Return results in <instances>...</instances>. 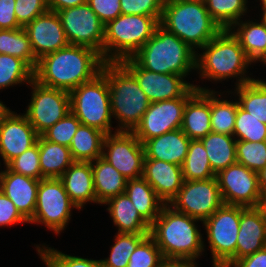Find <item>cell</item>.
<instances>
[{
	"label": "cell",
	"mask_w": 266,
	"mask_h": 267,
	"mask_svg": "<svg viewBox=\"0 0 266 267\" xmlns=\"http://www.w3.org/2000/svg\"><path fill=\"white\" fill-rule=\"evenodd\" d=\"M104 60L88 47L68 45L37 61L33 79L40 84L70 92L101 73Z\"/></svg>",
	"instance_id": "1"
},
{
	"label": "cell",
	"mask_w": 266,
	"mask_h": 267,
	"mask_svg": "<svg viewBox=\"0 0 266 267\" xmlns=\"http://www.w3.org/2000/svg\"><path fill=\"white\" fill-rule=\"evenodd\" d=\"M201 220L174 210L165 204L150 225L154 239L164 259L195 262L204 251V241L195 222Z\"/></svg>",
	"instance_id": "2"
},
{
	"label": "cell",
	"mask_w": 266,
	"mask_h": 267,
	"mask_svg": "<svg viewBox=\"0 0 266 267\" xmlns=\"http://www.w3.org/2000/svg\"><path fill=\"white\" fill-rule=\"evenodd\" d=\"M201 50L203 53L197 52L196 55V69L202 79L222 82L236 77L239 78L236 86L254 79L246 75V69L252 62L229 29L221 30Z\"/></svg>",
	"instance_id": "3"
},
{
	"label": "cell",
	"mask_w": 266,
	"mask_h": 267,
	"mask_svg": "<svg viewBox=\"0 0 266 267\" xmlns=\"http://www.w3.org/2000/svg\"><path fill=\"white\" fill-rule=\"evenodd\" d=\"M159 23L195 51L222 30L209 14L204 0H164Z\"/></svg>",
	"instance_id": "4"
},
{
	"label": "cell",
	"mask_w": 266,
	"mask_h": 267,
	"mask_svg": "<svg viewBox=\"0 0 266 267\" xmlns=\"http://www.w3.org/2000/svg\"><path fill=\"white\" fill-rule=\"evenodd\" d=\"M160 24L153 36L131 57L141 68L186 77L196 70V53Z\"/></svg>",
	"instance_id": "5"
},
{
	"label": "cell",
	"mask_w": 266,
	"mask_h": 267,
	"mask_svg": "<svg viewBox=\"0 0 266 267\" xmlns=\"http://www.w3.org/2000/svg\"><path fill=\"white\" fill-rule=\"evenodd\" d=\"M101 72L108 81L112 118L119 122L116 131L132 132L150 101L134 75L121 62H105Z\"/></svg>",
	"instance_id": "6"
},
{
	"label": "cell",
	"mask_w": 266,
	"mask_h": 267,
	"mask_svg": "<svg viewBox=\"0 0 266 267\" xmlns=\"http://www.w3.org/2000/svg\"><path fill=\"white\" fill-rule=\"evenodd\" d=\"M161 17L121 14L105 24L104 62L131 58L155 33Z\"/></svg>",
	"instance_id": "7"
},
{
	"label": "cell",
	"mask_w": 266,
	"mask_h": 267,
	"mask_svg": "<svg viewBox=\"0 0 266 267\" xmlns=\"http://www.w3.org/2000/svg\"><path fill=\"white\" fill-rule=\"evenodd\" d=\"M71 112L83 125L112 134V114L107 77L101 72L93 80L71 90Z\"/></svg>",
	"instance_id": "8"
},
{
	"label": "cell",
	"mask_w": 266,
	"mask_h": 267,
	"mask_svg": "<svg viewBox=\"0 0 266 267\" xmlns=\"http://www.w3.org/2000/svg\"><path fill=\"white\" fill-rule=\"evenodd\" d=\"M241 206L223 204L203 221L213 267H231L236 262Z\"/></svg>",
	"instance_id": "9"
},
{
	"label": "cell",
	"mask_w": 266,
	"mask_h": 267,
	"mask_svg": "<svg viewBox=\"0 0 266 267\" xmlns=\"http://www.w3.org/2000/svg\"><path fill=\"white\" fill-rule=\"evenodd\" d=\"M72 208L78 209L62 181L59 178H43L38 185L36 208L29 223L44 224L59 235L70 221Z\"/></svg>",
	"instance_id": "10"
},
{
	"label": "cell",
	"mask_w": 266,
	"mask_h": 267,
	"mask_svg": "<svg viewBox=\"0 0 266 267\" xmlns=\"http://www.w3.org/2000/svg\"><path fill=\"white\" fill-rule=\"evenodd\" d=\"M29 85L32 87L31 101L24 114L41 136L71 111L70 94L62 89L44 86L34 79Z\"/></svg>",
	"instance_id": "11"
},
{
	"label": "cell",
	"mask_w": 266,
	"mask_h": 267,
	"mask_svg": "<svg viewBox=\"0 0 266 267\" xmlns=\"http://www.w3.org/2000/svg\"><path fill=\"white\" fill-rule=\"evenodd\" d=\"M60 18L69 45L91 48L103 59L105 24L88 3L56 12Z\"/></svg>",
	"instance_id": "12"
},
{
	"label": "cell",
	"mask_w": 266,
	"mask_h": 267,
	"mask_svg": "<svg viewBox=\"0 0 266 267\" xmlns=\"http://www.w3.org/2000/svg\"><path fill=\"white\" fill-rule=\"evenodd\" d=\"M216 177L184 180L179 192L168 203L174 210L203 222L223 205Z\"/></svg>",
	"instance_id": "13"
},
{
	"label": "cell",
	"mask_w": 266,
	"mask_h": 267,
	"mask_svg": "<svg viewBox=\"0 0 266 267\" xmlns=\"http://www.w3.org/2000/svg\"><path fill=\"white\" fill-rule=\"evenodd\" d=\"M222 201L226 205L259 207L264 197L259 189L258 174L236 162L216 174Z\"/></svg>",
	"instance_id": "14"
},
{
	"label": "cell",
	"mask_w": 266,
	"mask_h": 267,
	"mask_svg": "<svg viewBox=\"0 0 266 267\" xmlns=\"http://www.w3.org/2000/svg\"><path fill=\"white\" fill-rule=\"evenodd\" d=\"M197 91L193 86L183 97L150 103L132 133L144 144L151 138L180 129L186 102Z\"/></svg>",
	"instance_id": "15"
},
{
	"label": "cell",
	"mask_w": 266,
	"mask_h": 267,
	"mask_svg": "<svg viewBox=\"0 0 266 267\" xmlns=\"http://www.w3.org/2000/svg\"><path fill=\"white\" fill-rule=\"evenodd\" d=\"M102 158L128 180L143 176L144 145L132 132L114 131L105 135Z\"/></svg>",
	"instance_id": "16"
},
{
	"label": "cell",
	"mask_w": 266,
	"mask_h": 267,
	"mask_svg": "<svg viewBox=\"0 0 266 267\" xmlns=\"http://www.w3.org/2000/svg\"><path fill=\"white\" fill-rule=\"evenodd\" d=\"M121 63L134 75L150 103L183 97L193 86L177 74H161L141 68L132 58Z\"/></svg>",
	"instance_id": "17"
},
{
	"label": "cell",
	"mask_w": 266,
	"mask_h": 267,
	"mask_svg": "<svg viewBox=\"0 0 266 267\" xmlns=\"http://www.w3.org/2000/svg\"><path fill=\"white\" fill-rule=\"evenodd\" d=\"M38 61L43 56L69 45L60 18L48 10L24 27Z\"/></svg>",
	"instance_id": "18"
},
{
	"label": "cell",
	"mask_w": 266,
	"mask_h": 267,
	"mask_svg": "<svg viewBox=\"0 0 266 267\" xmlns=\"http://www.w3.org/2000/svg\"><path fill=\"white\" fill-rule=\"evenodd\" d=\"M38 137L26 115L12 111L0 125V156L4 166L32 147Z\"/></svg>",
	"instance_id": "19"
},
{
	"label": "cell",
	"mask_w": 266,
	"mask_h": 267,
	"mask_svg": "<svg viewBox=\"0 0 266 267\" xmlns=\"http://www.w3.org/2000/svg\"><path fill=\"white\" fill-rule=\"evenodd\" d=\"M266 247L265 207H243L236 244V261Z\"/></svg>",
	"instance_id": "20"
},
{
	"label": "cell",
	"mask_w": 266,
	"mask_h": 267,
	"mask_svg": "<svg viewBox=\"0 0 266 267\" xmlns=\"http://www.w3.org/2000/svg\"><path fill=\"white\" fill-rule=\"evenodd\" d=\"M40 180L10 171H1L0 190L13 202L20 214L29 222L36 208Z\"/></svg>",
	"instance_id": "21"
},
{
	"label": "cell",
	"mask_w": 266,
	"mask_h": 267,
	"mask_svg": "<svg viewBox=\"0 0 266 267\" xmlns=\"http://www.w3.org/2000/svg\"><path fill=\"white\" fill-rule=\"evenodd\" d=\"M194 86L198 91L186 102L180 129L191 140H200L212 132L211 89Z\"/></svg>",
	"instance_id": "22"
},
{
	"label": "cell",
	"mask_w": 266,
	"mask_h": 267,
	"mask_svg": "<svg viewBox=\"0 0 266 267\" xmlns=\"http://www.w3.org/2000/svg\"><path fill=\"white\" fill-rule=\"evenodd\" d=\"M168 204L184 183L182 166L156 159H144L143 176Z\"/></svg>",
	"instance_id": "23"
},
{
	"label": "cell",
	"mask_w": 266,
	"mask_h": 267,
	"mask_svg": "<svg viewBox=\"0 0 266 267\" xmlns=\"http://www.w3.org/2000/svg\"><path fill=\"white\" fill-rule=\"evenodd\" d=\"M190 141L181 129L151 138L143 144L144 159H156L182 166Z\"/></svg>",
	"instance_id": "24"
},
{
	"label": "cell",
	"mask_w": 266,
	"mask_h": 267,
	"mask_svg": "<svg viewBox=\"0 0 266 267\" xmlns=\"http://www.w3.org/2000/svg\"><path fill=\"white\" fill-rule=\"evenodd\" d=\"M59 179L79 210L87 202L96 203L91 162L74 161Z\"/></svg>",
	"instance_id": "25"
},
{
	"label": "cell",
	"mask_w": 266,
	"mask_h": 267,
	"mask_svg": "<svg viewBox=\"0 0 266 267\" xmlns=\"http://www.w3.org/2000/svg\"><path fill=\"white\" fill-rule=\"evenodd\" d=\"M113 223L118 227L117 233L149 234L150 225L141 217L126 193L110 198L104 203Z\"/></svg>",
	"instance_id": "26"
},
{
	"label": "cell",
	"mask_w": 266,
	"mask_h": 267,
	"mask_svg": "<svg viewBox=\"0 0 266 267\" xmlns=\"http://www.w3.org/2000/svg\"><path fill=\"white\" fill-rule=\"evenodd\" d=\"M96 203L104 204L110 198L125 193L128 179L102 157L91 162Z\"/></svg>",
	"instance_id": "27"
},
{
	"label": "cell",
	"mask_w": 266,
	"mask_h": 267,
	"mask_svg": "<svg viewBox=\"0 0 266 267\" xmlns=\"http://www.w3.org/2000/svg\"><path fill=\"white\" fill-rule=\"evenodd\" d=\"M125 193L141 217L151 225L165 205L152 186L143 178L129 179Z\"/></svg>",
	"instance_id": "28"
},
{
	"label": "cell",
	"mask_w": 266,
	"mask_h": 267,
	"mask_svg": "<svg viewBox=\"0 0 266 267\" xmlns=\"http://www.w3.org/2000/svg\"><path fill=\"white\" fill-rule=\"evenodd\" d=\"M235 27L237 28L236 31ZM229 30L238 39L246 56L252 63L260 61L266 54V21L263 16L260 23L256 22V19L255 22L240 20Z\"/></svg>",
	"instance_id": "29"
},
{
	"label": "cell",
	"mask_w": 266,
	"mask_h": 267,
	"mask_svg": "<svg viewBox=\"0 0 266 267\" xmlns=\"http://www.w3.org/2000/svg\"><path fill=\"white\" fill-rule=\"evenodd\" d=\"M39 161L43 178H60L74 162L69 147L39 136Z\"/></svg>",
	"instance_id": "30"
},
{
	"label": "cell",
	"mask_w": 266,
	"mask_h": 267,
	"mask_svg": "<svg viewBox=\"0 0 266 267\" xmlns=\"http://www.w3.org/2000/svg\"><path fill=\"white\" fill-rule=\"evenodd\" d=\"M215 174L237 162L234 136L210 132L200 139Z\"/></svg>",
	"instance_id": "31"
},
{
	"label": "cell",
	"mask_w": 266,
	"mask_h": 267,
	"mask_svg": "<svg viewBox=\"0 0 266 267\" xmlns=\"http://www.w3.org/2000/svg\"><path fill=\"white\" fill-rule=\"evenodd\" d=\"M105 133L80 124L69 146L74 161L92 162L102 157Z\"/></svg>",
	"instance_id": "32"
},
{
	"label": "cell",
	"mask_w": 266,
	"mask_h": 267,
	"mask_svg": "<svg viewBox=\"0 0 266 267\" xmlns=\"http://www.w3.org/2000/svg\"><path fill=\"white\" fill-rule=\"evenodd\" d=\"M239 106L251 116L266 124V81L253 79L235 86Z\"/></svg>",
	"instance_id": "33"
},
{
	"label": "cell",
	"mask_w": 266,
	"mask_h": 267,
	"mask_svg": "<svg viewBox=\"0 0 266 267\" xmlns=\"http://www.w3.org/2000/svg\"><path fill=\"white\" fill-rule=\"evenodd\" d=\"M0 54H8L23 60L33 71L36 68L37 60L24 27L2 29L0 32Z\"/></svg>",
	"instance_id": "34"
},
{
	"label": "cell",
	"mask_w": 266,
	"mask_h": 267,
	"mask_svg": "<svg viewBox=\"0 0 266 267\" xmlns=\"http://www.w3.org/2000/svg\"><path fill=\"white\" fill-rule=\"evenodd\" d=\"M183 178L186 181L207 180L216 177L211 169L207 151L200 140H191L186 158L182 164Z\"/></svg>",
	"instance_id": "35"
},
{
	"label": "cell",
	"mask_w": 266,
	"mask_h": 267,
	"mask_svg": "<svg viewBox=\"0 0 266 267\" xmlns=\"http://www.w3.org/2000/svg\"><path fill=\"white\" fill-rule=\"evenodd\" d=\"M217 93L211 90V130L214 133L233 136L239 103L237 100H222Z\"/></svg>",
	"instance_id": "36"
},
{
	"label": "cell",
	"mask_w": 266,
	"mask_h": 267,
	"mask_svg": "<svg viewBox=\"0 0 266 267\" xmlns=\"http://www.w3.org/2000/svg\"><path fill=\"white\" fill-rule=\"evenodd\" d=\"M248 0H204L206 9L222 30L230 29L247 13Z\"/></svg>",
	"instance_id": "37"
},
{
	"label": "cell",
	"mask_w": 266,
	"mask_h": 267,
	"mask_svg": "<svg viewBox=\"0 0 266 267\" xmlns=\"http://www.w3.org/2000/svg\"><path fill=\"white\" fill-rule=\"evenodd\" d=\"M147 235L149 234L117 233L109 257L100 260L101 267H127L130 256Z\"/></svg>",
	"instance_id": "38"
},
{
	"label": "cell",
	"mask_w": 266,
	"mask_h": 267,
	"mask_svg": "<svg viewBox=\"0 0 266 267\" xmlns=\"http://www.w3.org/2000/svg\"><path fill=\"white\" fill-rule=\"evenodd\" d=\"M32 80L33 70L23 60L0 54V89L24 82L29 84Z\"/></svg>",
	"instance_id": "39"
},
{
	"label": "cell",
	"mask_w": 266,
	"mask_h": 267,
	"mask_svg": "<svg viewBox=\"0 0 266 267\" xmlns=\"http://www.w3.org/2000/svg\"><path fill=\"white\" fill-rule=\"evenodd\" d=\"M233 136H237L236 140L249 142L266 141V124L238 106Z\"/></svg>",
	"instance_id": "40"
},
{
	"label": "cell",
	"mask_w": 266,
	"mask_h": 267,
	"mask_svg": "<svg viewBox=\"0 0 266 267\" xmlns=\"http://www.w3.org/2000/svg\"><path fill=\"white\" fill-rule=\"evenodd\" d=\"M236 159L238 163L258 173L266 166V141L249 142L237 140Z\"/></svg>",
	"instance_id": "41"
},
{
	"label": "cell",
	"mask_w": 266,
	"mask_h": 267,
	"mask_svg": "<svg viewBox=\"0 0 266 267\" xmlns=\"http://www.w3.org/2000/svg\"><path fill=\"white\" fill-rule=\"evenodd\" d=\"M43 246L42 248L39 245L36 246V250L47 267H101L100 260L71 256Z\"/></svg>",
	"instance_id": "42"
},
{
	"label": "cell",
	"mask_w": 266,
	"mask_h": 267,
	"mask_svg": "<svg viewBox=\"0 0 266 267\" xmlns=\"http://www.w3.org/2000/svg\"><path fill=\"white\" fill-rule=\"evenodd\" d=\"M164 260L154 239L147 235L130 256L127 267H158Z\"/></svg>",
	"instance_id": "43"
},
{
	"label": "cell",
	"mask_w": 266,
	"mask_h": 267,
	"mask_svg": "<svg viewBox=\"0 0 266 267\" xmlns=\"http://www.w3.org/2000/svg\"><path fill=\"white\" fill-rule=\"evenodd\" d=\"M5 167L10 171L37 180L42 179V172L39 161V147L37 142L18 157L11 160Z\"/></svg>",
	"instance_id": "44"
},
{
	"label": "cell",
	"mask_w": 266,
	"mask_h": 267,
	"mask_svg": "<svg viewBox=\"0 0 266 267\" xmlns=\"http://www.w3.org/2000/svg\"><path fill=\"white\" fill-rule=\"evenodd\" d=\"M81 122L70 111L64 118L46 130L41 136L51 142L69 147Z\"/></svg>",
	"instance_id": "45"
},
{
	"label": "cell",
	"mask_w": 266,
	"mask_h": 267,
	"mask_svg": "<svg viewBox=\"0 0 266 267\" xmlns=\"http://www.w3.org/2000/svg\"><path fill=\"white\" fill-rule=\"evenodd\" d=\"M164 0H120L121 14L161 17Z\"/></svg>",
	"instance_id": "46"
},
{
	"label": "cell",
	"mask_w": 266,
	"mask_h": 267,
	"mask_svg": "<svg viewBox=\"0 0 266 267\" xmlns=\"http://www.w3.org/2000/svg\"><path fill=\"white\" fill-rule=\"evenodd\" d=\"M48 10L45 0H15V15L21 27H25Z\"/></svg>",
	"instance_id": "47"
},
{
	"label": "cell",
	"mask_w": 266,
	"mask_h": 267,
	"mask_svg": "<svg viewBox=\"0 0 266 267\" xmlns=\"http://www.w3.org/2000/svg\"><path fill=\"white\" fill-rule=\"evenodd\" d=\"M87 3L104 24L121 15L120 0H87Z\"/></svg>",
	"instance_id": "48"
},
{
	"label": "cell",
	"mask_w": 266,
	"mask_h": 267,
	"mask_svg": "<svg viewBox=\"0 0 266 267\" xmlns=\"http://www.w3.org/2000/svg\"><path fill=\"white\" fill-rule=\"evenodd\" d=\"M29 223L18 211L13 202L0 190V227L16 223Z\"/></svg>",
	"instance_id": "49"
},
{
	"label": "cell",
	"mask_w": 266,
	"mask_h": 267,
	"mask_svg": "<svg viewBox=\"0 0 266 267\" xmlns=\"http://www.w3.org/2000/svg\"><path fill=\"white\" fill-rule=\"evenodd\" d=\"M0 28H21L15 15V0H0Z\"/></svg>",
	"instance_id": "50"
},
{
	"label": "cell",
	"mask_w": 266,
	"mask_h": 267,
	"mask_svg": "<svg viewBox=\"0 0 266 267\" xmlns=\"http://www.w3.org/2000/svg\"><path fill=\"white\" fill-rule=\"evenodd\" d=\"M231 267H266V247L237 260Z\"/></svg>",
	"instance_id": "51"
},
{
	"label": "cell",
	"mask_w": 266,
	"mask_h": 267,
	"mask_svg": "<svg viewBox=\"0 0 266 267\" xmlns=\"http://www.w3.org/2000/svg\"><path fill=\"white\" fill-rule=\"evenodd\" d=\"M50 11L57 12L66 8L87 3V0H45Z\"/></svg>",
	"instance_id": "52"
},
{
	"label": "cell",
	"mask_w": 266,
	"mask_h": 267,
	"mask_svg": "<svg viewBox=\"0 0 266 267\" xmlns=\"http://www.w3.org/2000/svg\"><path fill=\"white\" fill-rule=\"evenodd\" d=\"M158 267H198L196 262L189 260L165 259Z\"/></svg>",
	"instance_id": "53"
},
{
	"label": "cell",
	"mask_w": 266,
	"mask_h": 267,
	"mask_svg": "<svg viewBox=\"0 0 266 267\" xmlns=\"http://www.w3.org/2000/svg\"><path fill=\"white\" fill-rule=\"evenodd\" d=\"M258 185L259 189L263 195V197H266V166L261 169L258 173Z\"/></svg>",
	"instance_id": "54"
},
{
	"label": "cell",
	"mask_w": 266,
	"mask_h": 267,
	"mask_svg": "<svg viewBox=\"0 0 266 267\" xmlns=\"http://www.w3.org/2000/svg\"><path fill=\"white\" fill-rule=\"evenodd\" d=\"M12 111L0 101V125Z\"/></svg>",
	"instance_id": "55"
},
{
	"label": "cell",
	"mask_w": 266,
	"mask_h": 267,
	"mask_svg": "<svg viewBox=\"0 0 266 267\" xmlns=\"http://www.w3.org/2000/svg\"><path fill=\"white\" fill-rule=\"evenodd\" d=\"M260 3H261V6H262L261 7L262 8L261 11L263 10L262 14H264V13H266V0H261Z\"/></svg>",
	"instance_id": "56"
},
{
	"label": "cell",
	"mask_w": 266,
	"mask_h": 267,
	"mask_svg": "<svg viewBox=\"0 0 266 267\" xmlns=\"http://www.w3.org/2000/svg\"><path fill=\"white\" fill-rule=\"evenodd\" d=\"M260 62H263L266 65V54L261 58Z\"/></svg>",
	"instance_id": "57"
},
{
	"label": "cell",
	"mask_w": 266,
	"mask_h": 267,
	"mask_svg": "<svg viewBox=\"0 0 266 267\" xmlns=\"http://www.w3.org/2000/svg\"><path fill=\"white\" fill-rule=\"evenodd\" d=\"M263 206H264L265 209H266V197L264 198V204H263Z\"/></svg>",
	"instance_id": "58"
},
{
	"label": "cell",
	"mask_w": 266,
	"mask_h": 267,
	"mask_svg": "<svg viewBox=\"0 0 266 267\" xmlns=\"http://www.w3.org/2000/svg\"><path fill=\"white\" fill-rule=\"evenodd\" d=\"M263 18L265 19L266 21V13L262 14Z\"/></svg>",
	"instance_id": "59"
}]
</instances>
